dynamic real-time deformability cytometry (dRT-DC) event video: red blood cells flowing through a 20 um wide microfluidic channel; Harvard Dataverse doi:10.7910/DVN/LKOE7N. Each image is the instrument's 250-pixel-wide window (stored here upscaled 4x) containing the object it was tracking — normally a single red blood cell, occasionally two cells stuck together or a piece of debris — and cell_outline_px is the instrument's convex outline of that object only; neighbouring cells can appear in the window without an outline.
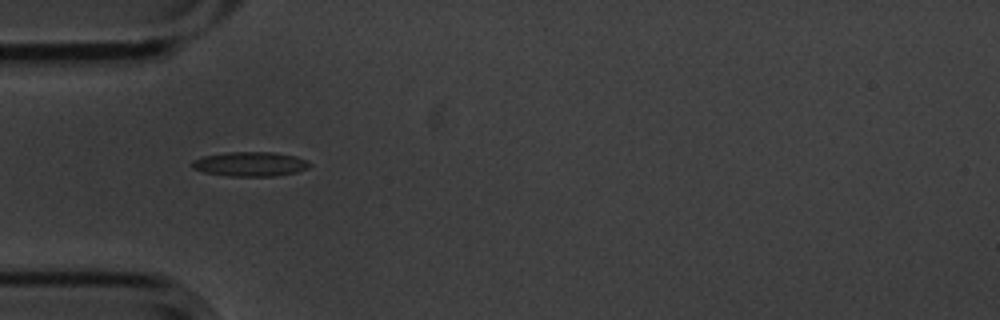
{"species": "common noctule bat (a hibernating species)", "species_latin": "Nyctalus noctula", "temperature_condition": "cold", "stored_images_in_passage": 1, "camera_frame_rate_fps": 3000, "um_per_image_px": 0.085, "animal": {"sex": "male", "body_mass_g": 20.1, "forearm_length_mm": 53.5}, "frame": {"image": 1, "passage_image": 1, "time_ms": 0.0, "image_size_px": [1000, 320], "cell_outline_px": [[312, 164], [308, 168], [296, 172], [272, 176], [232, 176], [204, 172], [192, 168], [192, 160], [204, 156], [224, 152], [272, 152], [296, 156], [308, 160]], "centroid_in_image_um": [21.28, 13.93], "position_along_channel_um": 63.7, "area_um2": 16.76}}